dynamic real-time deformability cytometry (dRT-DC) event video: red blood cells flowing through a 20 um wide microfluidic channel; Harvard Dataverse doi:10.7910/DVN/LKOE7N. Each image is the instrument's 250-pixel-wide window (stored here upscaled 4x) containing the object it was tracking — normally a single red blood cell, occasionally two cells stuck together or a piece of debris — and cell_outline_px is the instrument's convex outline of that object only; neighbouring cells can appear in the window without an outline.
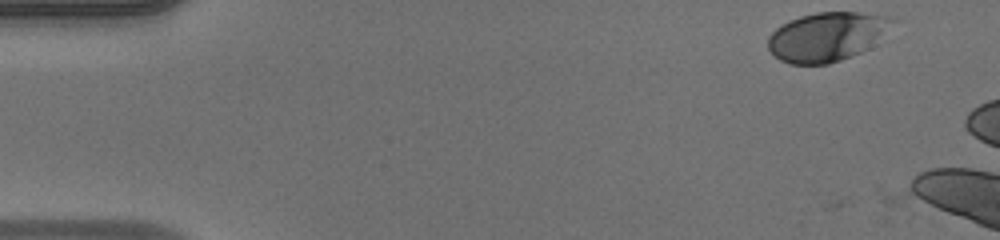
{"species": "human", "species_latin": "Homo sapiens", "temperature_condition": "warm", "stored_images_in_passage": 6, "camera_frame_rate_fps": 3000, "um_per_image_px": 0.085, "donor": {"sex": "male"}, "frame": {"image": 1, "passage_image": 1, "time_ms": 0.0, "image_size_px": [1000, 240], "cell_outline_px": [[896, 20], [868, 48], [860, 52], [840, 60], [828, 64], [788, 64], [780, 60], [768, 48], [768, 36], [776, 28], [788, 20], [800, 16], [816, 12], [856, 12], [888, 16]], "centroid_in_image_um": [70.23, 3.11], "position_along_channel_um": 14.8, "area_um2": 35.14}}